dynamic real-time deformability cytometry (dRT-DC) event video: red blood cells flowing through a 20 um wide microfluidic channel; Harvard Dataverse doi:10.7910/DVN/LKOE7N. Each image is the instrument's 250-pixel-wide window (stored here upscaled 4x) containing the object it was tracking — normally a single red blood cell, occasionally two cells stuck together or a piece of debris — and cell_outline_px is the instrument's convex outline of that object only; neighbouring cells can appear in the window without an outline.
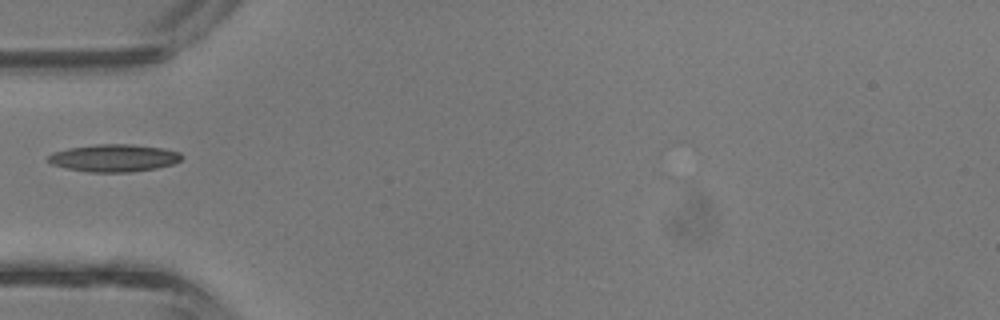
{"species": "common noctule bat (a hibernating species)", "species_latin": "Nyctalus noctula", "temperature_condition": "room temperature", "stored_images_in_passage": 3, "camera_frame_rate_fps": 3000, "um_per_image_px": 0.085, "animal": {"sex": "male", "body_mass_g": 13.3}, "frame": {"image": 1, "passage_image": 3, "time_ms": 0.667, "image_size_px": [1000, 320], "cell_outline_px": [[184, 156], [180, 160], [172, 164], [156, 168], [132, 172], [88, 172], [68, 168], [52, 164], [48, 160], [48, 156], [52, 152], [68, 148], [96, 144], [132, 144], [164, 148], [180, 152]], "centroid_in_image_um": [9.71, 13.42], "position_along_channel_um": 75.3, "area_um2": 21.39}}